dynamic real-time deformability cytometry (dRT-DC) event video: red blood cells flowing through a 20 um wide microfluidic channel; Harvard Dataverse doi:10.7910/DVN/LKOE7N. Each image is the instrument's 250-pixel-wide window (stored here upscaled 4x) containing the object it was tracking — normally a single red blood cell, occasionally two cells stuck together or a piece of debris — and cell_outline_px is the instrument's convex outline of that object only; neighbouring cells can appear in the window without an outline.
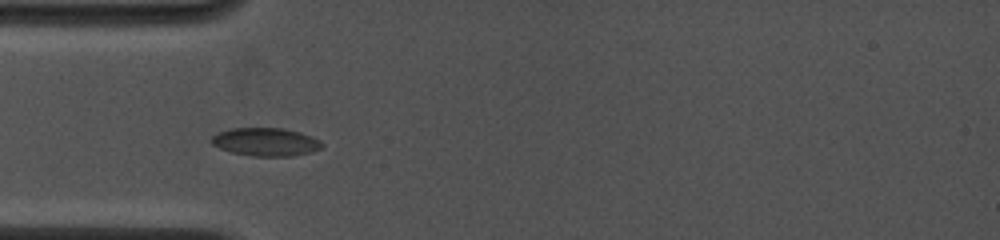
{"species": "common noctule bat (a hibernating species)", "species_latin": "Nyctalus noctula", "temperature_condition": "cold", "stored_images_in_passage": 17, "camera_frame_rate_fps": 4500, "um_per_image_px": 0.085, "animal": {"sex": "female", "body_mass_g": 19.0, "forearm_length_mm": 53.3}, "frame": {"image": 1, "passage_image": 4, "time_ms": 1.111, "image_size_px": [1000, 240], "cell_outline_px": [[324, 144], [320, 148], [312, 152], [292, 156], [252, 156], [232, 152], [220, 148], [212, 144], [212, 136], [228, 128], [284, 128], [300, 132], [312, 136], [320, 140]], "centroid_in_image_um": [22.62, 12.06], "position_along_channel_um": 62.4, "area_um2": 18.15}}
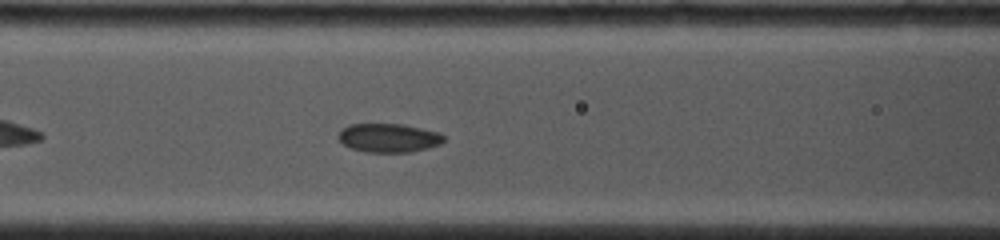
{"frame": {"image": 2, "passage_image": 10, "time_ms": 2.889, "image_size_px": [1000, 240], "cell_outline_px": [[444, 140], [440, 144], [428, 148], [412, 152], [364, 152], [352, 148], [344, 144], [336, 136], [340, 128], [348, 124], [404, 124], [440, 132], [444, 136]], "centroid_in_image_um": [33.02, 11.71], "position_along_channel_um": 133.6, "area_um2": 17.92}}
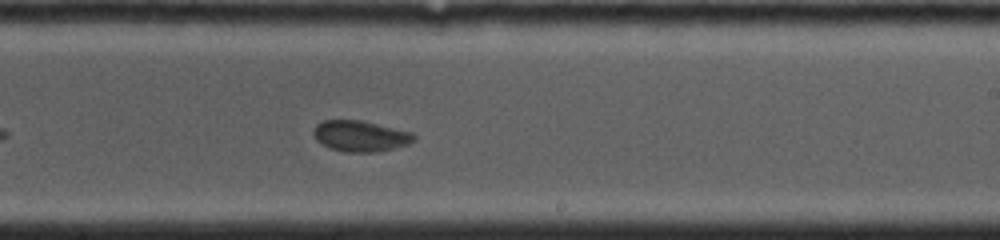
{"frame": {"image": 3, "passage_image": 17, "time_ms": 6.0, "image_size_px": [1000, 240], "cell_outline_px": [[416, 140], [408, 144], [376, 152], [348, 152], [328, 148], [316, 140], [312, 132], [316, 124], [324, 120], [360, 120], [412, 132], [416, 136]], "centroid_in_image_um": [30.61, 11.56], "position_along_channel_um": 258.4, "area_um2": 18.09}}